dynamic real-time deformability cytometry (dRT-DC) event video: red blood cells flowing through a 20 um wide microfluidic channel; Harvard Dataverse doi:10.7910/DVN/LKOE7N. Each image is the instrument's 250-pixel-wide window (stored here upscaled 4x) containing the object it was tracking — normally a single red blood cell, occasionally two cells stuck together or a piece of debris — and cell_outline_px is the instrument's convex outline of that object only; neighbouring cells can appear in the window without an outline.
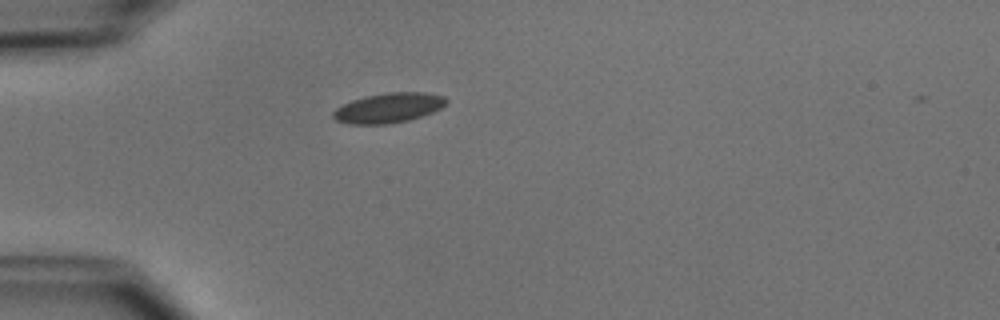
{"species": "common noctule bat (a hibernating species)", "species_latin": "Nyctalus noctula", "temperature_condition": "cold", "stored_images_in_passage": 38, "camera_frame_rate_fps": 3000, "um_per_image_px": 0.085, "animal": {"sex": "male", "body_mass_g": 15.6}, "frame": {"image": 1, "passage_image": 1, "time_ms": 0.0, "image_size_px": [1000, 320], "cell_outline_px": [[448, 100], [440, 108], [432, 112], [408, 120], [384, 124], [348, 124], [336, 120], [332, 116], [332, 112], [336, 108], [352, 100], [364, 96], [388, 92], [428, 92], [444, 96]], "centroid_in_image_um": [33.01, 9.16], "position_along_channel_um": 52.0, "area_um2": 19.59}}
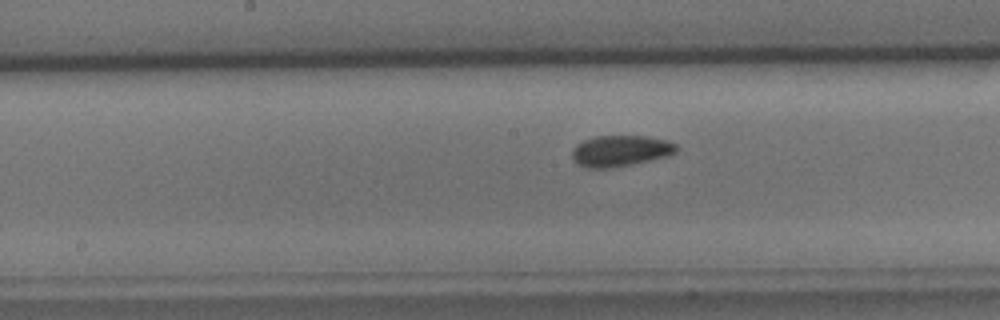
{"frame": {"image": 2, "passage_image": 13, "time_ms": 4.0, "image_size_px": [1000, 320], "cell_outline_px": [[676, 152], [668, 156], [632, 164], [608, 168], [588, 168], [580, 164], [572, 156], [572, 148], [576, 144], [584, 140], [596, 136], [644, 136], [668, 140], [676, 144]], "centroid_in_image_um": [52.74, 12.81], "position_along_channel_um": 195.5, "area_um2": 18.73}}
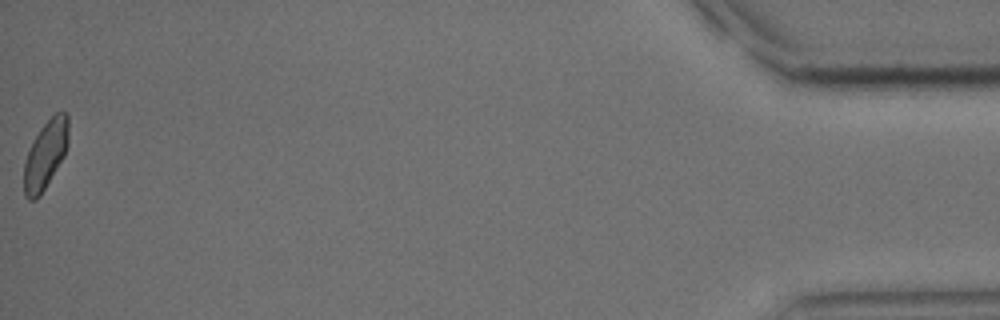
{"frame": {"image": 3, "passage_image": 38, "time_ms": 12.333, "image_size_px": [1000, 320], "cell_outline_px": [[68, 144], [64, 156], [40, 196], [36, 200], [28, 200], [24, 196], [24, 160], [32, 140], [40, 128], [56, 112], [68, 112]], "centroid_in_image_um": [3.85, 13.15], "position_along_channel_um": 431.3, "area_um2": 17.86}, "authors_computed_cell_mechanics": {"area_um2": 18.4382, "velocity_mm_per_s": 3.8985, "shape_relaxation_time_tau1_ms": 3.1373, "shape_relaxation_time_tau2_ms": 6.6406, "deformation_change_tau1": 0.0734, "deformation_change_tau2": 0.0968}}